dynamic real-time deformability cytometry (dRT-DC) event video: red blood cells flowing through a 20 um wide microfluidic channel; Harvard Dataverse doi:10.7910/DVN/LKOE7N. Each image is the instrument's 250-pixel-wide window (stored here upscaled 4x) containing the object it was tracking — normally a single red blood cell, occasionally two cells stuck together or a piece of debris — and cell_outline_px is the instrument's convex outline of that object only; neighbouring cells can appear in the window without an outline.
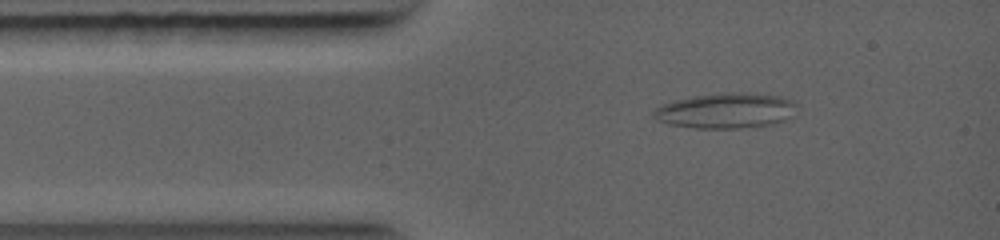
{"species": "common noctule bat (a hibernating species)", "species_latin": "Nyctalus noctula", "temperature_condition": "warm", "stored_images_in_passage": 29, "camera_frame_rate_fps": 5000, "um_per_image_px": 0.085, "animal": {"sex": "female", "body_mass_g": 19.0, "forearm_length_mm": 56.7}, "frame": {"image": 1, "passage_image": 1, "time_ms": 0.0, "image_size_px": [1000, 240], "cell_outline_px": [[796, 116], [776, 124], [760, 128], [692, 128], [668, 124], [656, 120], [652, 116], [652, 112], [656, 108], [664, 104], [676, 100], [696, 96], [732, 92], [740, 92], [784, 96], [792, 100], [796, 104]], "centroid_in_image_um": [61.8, 9.43], "position_along_channel_um": 23.2, "area_um2": 30.06}}
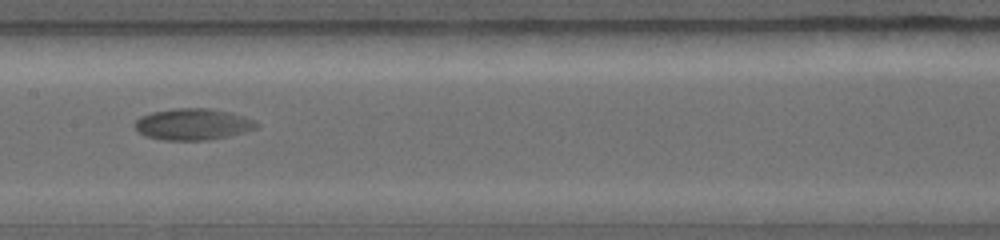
{"frame": {"image": 2, "passage_image": 9, "time_ms": 4.2, "image_size_px": [1000, 240], "cell_outline_px": [[260, 124], [256, 128], [244, 132], [228, 136], [208, 140], [164, 140], [144, 136], [136, 132], [132, 124], [140, 116], [152, 112], [172, 108], [208, 108], [232, 112], [256, 120]], "centroid_in_image_um": [16.36, 10.56], "position_along_channel_um": 191.0, "area_um2": 22.72}}
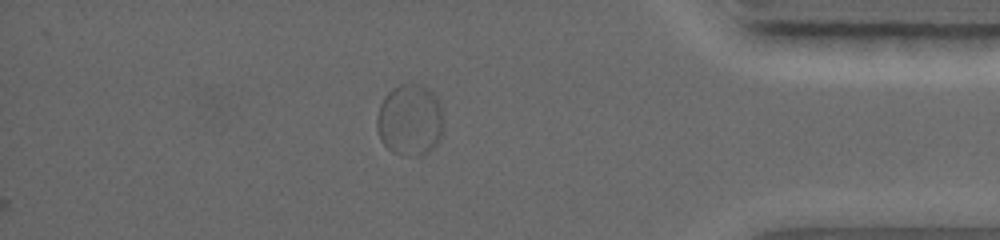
{"frame": {"image": 3, "passage_image": 29, "time_ms": 9.4, "image_size_px": [1000, 240], "cell_outline_px": [[444, 132], [440, 140], [428, 152], [420, 156], [404, 156], [392, 152], [380, 140], [376, 128], [376, 116], [380, 104], [384, 96], [392, 88], [400, 84], [420, 84], [428, 88], [436, 96], [440, 104], [444, 116]], "centroid_in_image_um": [34.86, 10.21], "position_along_channel_um": 400.3, "area_um2": 28.55}}